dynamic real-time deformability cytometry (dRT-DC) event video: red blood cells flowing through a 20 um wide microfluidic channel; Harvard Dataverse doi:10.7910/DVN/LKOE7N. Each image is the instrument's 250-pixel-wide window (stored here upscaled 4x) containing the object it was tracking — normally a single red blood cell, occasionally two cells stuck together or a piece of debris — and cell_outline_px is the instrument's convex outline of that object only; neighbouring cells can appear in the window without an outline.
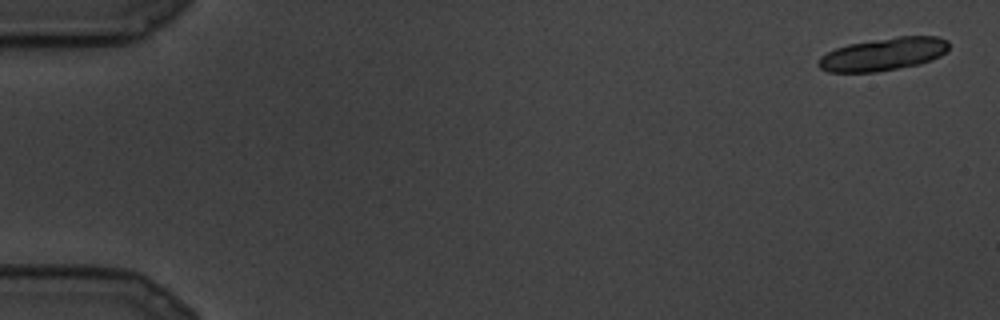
{"species": "common noctule bat (a hibernating species)", "species_latin": "Nyctalus noctula", "temperature_condition": "cold", "stored_images_in_passage": 25, "camera_frame_rate_fps": 3000, "um_per_image_px": 0.085, "animal": {"sex": "male", "body_mass_g": 19.5, "forearm_length_mm": 54.6}, "frame": {"image": 1, "passage_image": 1, "time_ms": 0.0, "image_size_px": [1000, 320], "cell_outline_px": [[948, 48], [940, 56], [932, 60], [920, 64], [872, 72], [828, 72], [820, 68], [820, 56], [836, 48], [848, 44], [896, 36], [936, 36], [948, 40]], "centroid_in_image_um": [75.1, 4.59], "position_along_channel_um": 9.9, "area_um2": 24.68}}